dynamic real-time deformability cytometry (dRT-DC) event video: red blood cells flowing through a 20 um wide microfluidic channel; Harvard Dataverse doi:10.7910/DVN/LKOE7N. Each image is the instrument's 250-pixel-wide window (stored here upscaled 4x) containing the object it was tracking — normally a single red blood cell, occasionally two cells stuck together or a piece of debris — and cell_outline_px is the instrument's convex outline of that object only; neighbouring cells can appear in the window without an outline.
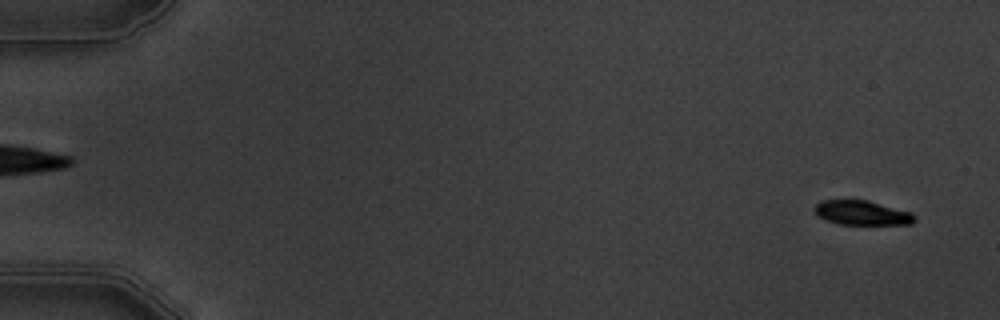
{"species": "common noctule bat (a hibernating species)", "species_latin": "Nyctalus noctula", "temperature_condition": "warm", "stored_images_in_passage": 5, "camera_frame_rate_fps": 3000, "um_per_image_px": 0.085, "animal": {"sex": "male", "body_mass_g": 19.5, "forearm_length_mm": 54.6}, "frame": {"image": 1, "passage_image": 1, "time_ms": 0.0, "image_size_px": [1000, 320], "cell_outline_px": [[916, 220], [912, 224], [840, 224], [816, 216], [816, 204], [820, 200], [868, 200], [912, 212], [916, 216]], "centroid_in_image_um": [73.31, 18.08], "position_along_channel_um": 11.7, "area_um2": 14.22}}
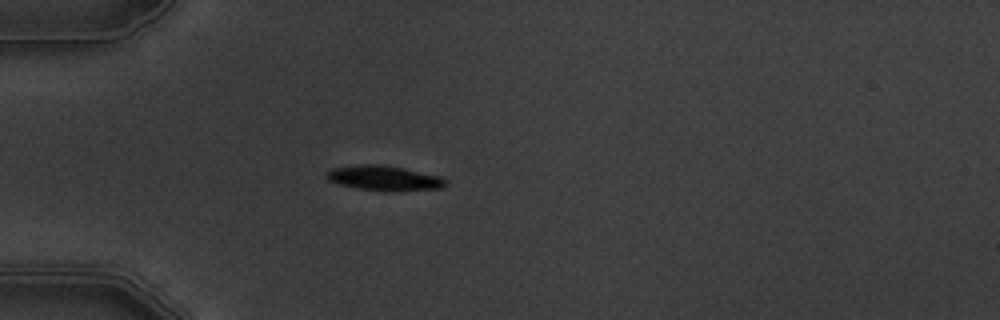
{"frame": {"image": 2, "passage_image": 5, "time_ms": 4.667, "image_size_px": [1000, 320], "cell_outline_px": [[448, 184], [440, 188], [360, 188], [340, 184], [328, 180], [324, 176], [324, 172], [332, 168], [360, 164], [384, 164], [404, 168], [440, 176], [448, 180]], "centroid_in_image_um": [32.58, 15.06], "position_along_channel_um": 52.4, "area_um2": 16.36}}